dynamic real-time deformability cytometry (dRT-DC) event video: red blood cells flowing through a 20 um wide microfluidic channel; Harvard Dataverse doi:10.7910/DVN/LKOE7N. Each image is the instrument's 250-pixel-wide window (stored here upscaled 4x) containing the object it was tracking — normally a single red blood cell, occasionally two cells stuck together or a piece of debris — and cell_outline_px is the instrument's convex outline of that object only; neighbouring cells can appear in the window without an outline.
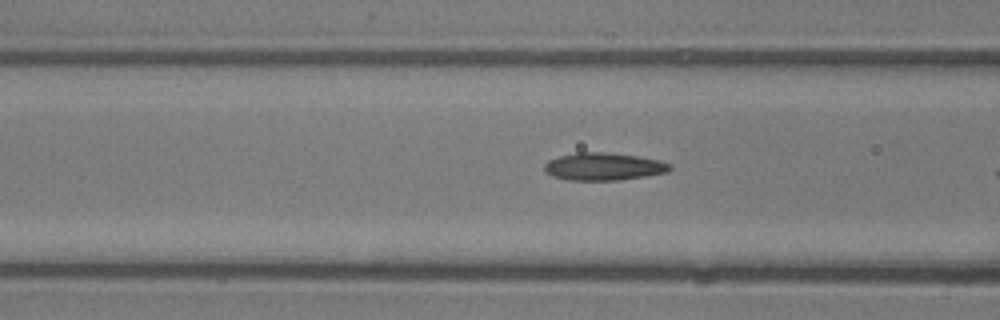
{"species": "common noctule bat (a hibernating species)", "species_latin": "Nyctalus noctula", "temperature_condition": "room temperature", "stored_images_in_passage": 8, "camera_frame_rate_fps": 3000, "um_per_image_px": 0.085, "animal": {"sex": "male", "body_mass_g": 13.3}, "frame": {"image": 1, "passage_image": 7, "time_ms": 2.0, "image_size_px": [1000, 320], "cell_outline_px": [[672, 168], [668, 172], [620, 180], [568, 180], [552, 176], [544, 172], [544, 164], [548, 160], [560, 156], [576, 152], [604, 152], [636, 156], [660, 160], [672, 164]], "centroid_in_image_um": [51.29, 14.16], "position_along_channel_um": 115.3, "area_um2": 20.23}}